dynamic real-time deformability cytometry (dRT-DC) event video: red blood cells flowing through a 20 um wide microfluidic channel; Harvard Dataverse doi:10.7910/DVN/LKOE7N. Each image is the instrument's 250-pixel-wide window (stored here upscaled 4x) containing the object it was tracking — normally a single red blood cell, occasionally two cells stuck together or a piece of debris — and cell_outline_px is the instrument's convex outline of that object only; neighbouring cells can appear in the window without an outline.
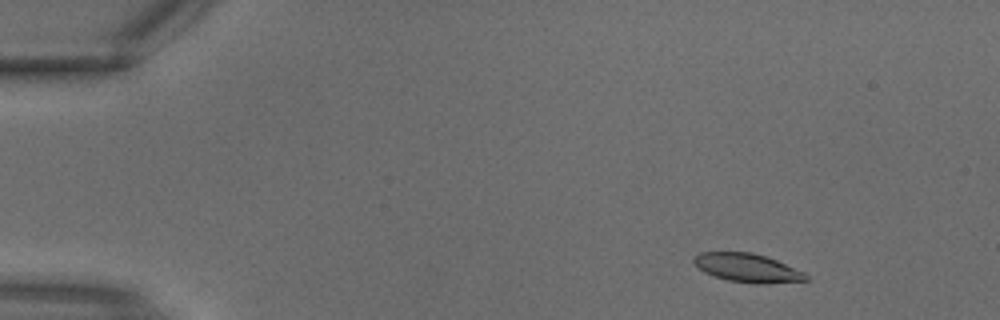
{"species": "common noctule bat (a hibernating species)", "species_latin": "Nyctalus noctula", "temperature_condition": "warm", "stored_images_in_passage": 2, "segment_of_instrument_passage": [2, 2], "camera_frame_rate_fps": 3000, "um_per_image_px": 0.085, "animal": {"sex": "male", "body_mass_g": 18.8}, "frame": {"image": 1, "passage_image": 2, "time_ms": 0.333, "image_size_px": [1000, 320], "cell_outline_px": [[808, 280], [764, 284], [756, 284], [728, 280], [704, 272], [692, 260], [700, 252], [752, 252], [776, 260], [804, 272], [808, 276]], "centroid_in_image_um": [63.54, 22.77], "position_along_channel_um": 21.5, "area_um2": 18.44}}